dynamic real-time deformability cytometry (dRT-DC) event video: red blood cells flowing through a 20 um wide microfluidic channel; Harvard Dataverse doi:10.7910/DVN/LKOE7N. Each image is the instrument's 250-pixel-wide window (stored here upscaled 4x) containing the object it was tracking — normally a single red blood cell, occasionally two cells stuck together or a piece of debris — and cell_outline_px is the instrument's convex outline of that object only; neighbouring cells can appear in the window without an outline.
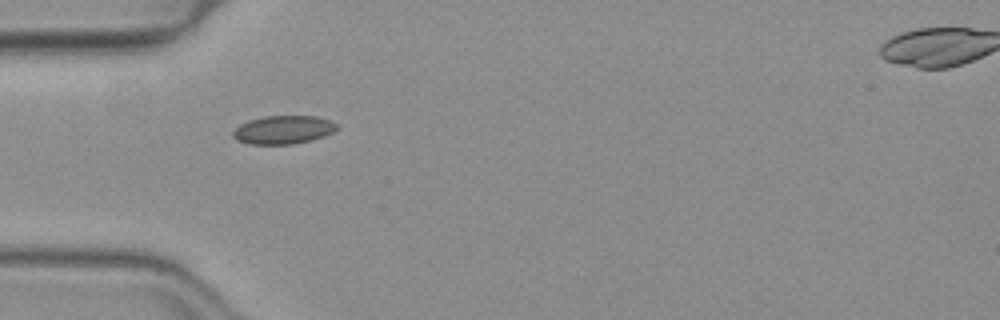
{"species": "common noctule bat (a hibernating species)", "species_latin": "Nyctalus noctula", "temperature_condition": "warm", "stored_images_in_passage": 13, "camera_frame_rate_fps": 3000, "um_per_image_px": 0.085, "animal": {"sex": "female", "body_mass_g": 19.3, "forearm_length_mm": 54.1}, "frame": {"image": 1, "passage_image": 1, "time_ms": 0.0, "image_size_px": [1000, 320], "cell_outline_px": [[340, 128], [324, 136], [292, 144], [248, 144], [236, 140], [232, 136], [232, 132], [240, 124], [248, 120], [264, 116], [316, 116], [328, 120], [336, 124]], "centroid_in_image_um": [24.04, 11.03], "position_along_channel_um": 61.0, "area_um2": 17.11}}
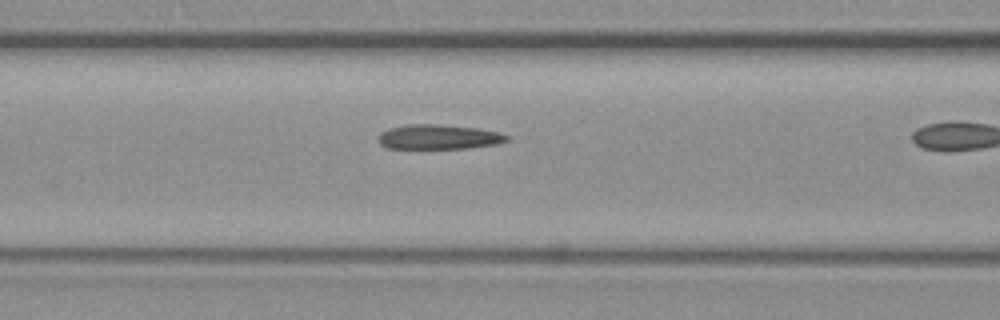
{"frame": {"image": 2, "passage_image": 3, "time_ms": 0.667, "image_size_px": [1000, 320], "cell_outline_px": [[508, 140], [496, 144], [464, 148], [388, 148], [380, 144], [380, 132], [388, 128], [408, 124], [440, 124], [476, 128], [500, 132], [508, 136]], "centroid_in_image_um": [37.28, 11.63], "position_along_channel_um": 129.3, "area_um2": 18.32}}
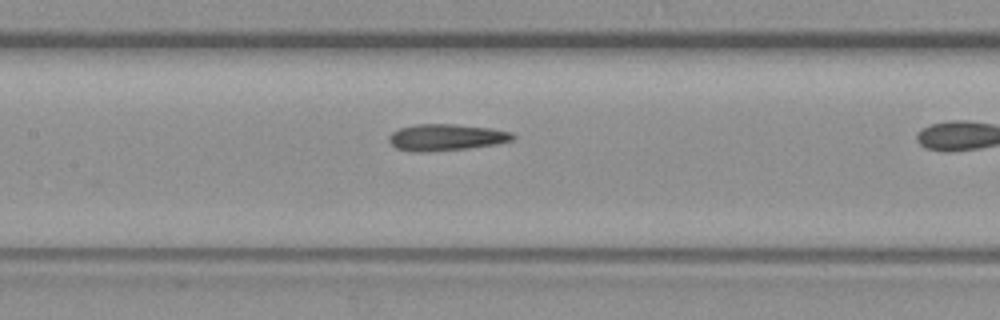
{"frame": {"image": 3, "passage_image": 6, "time_ms": 1.667, "image_size_px": [1000, 320], "cell_outline_px": [[516, 140], [496, 144], [468, 148], [424, 152], [412, 152], [396, 148], [388, 140], [388, 136], [392, 132], [400, 128], [416, 124], [456, 124], [492, 128], [512, 132], [516, 136]], "centroid_in_image_um": [37.95, 11.67], "position_along_channel_um": 169.4, "area_um2": 19.36}}